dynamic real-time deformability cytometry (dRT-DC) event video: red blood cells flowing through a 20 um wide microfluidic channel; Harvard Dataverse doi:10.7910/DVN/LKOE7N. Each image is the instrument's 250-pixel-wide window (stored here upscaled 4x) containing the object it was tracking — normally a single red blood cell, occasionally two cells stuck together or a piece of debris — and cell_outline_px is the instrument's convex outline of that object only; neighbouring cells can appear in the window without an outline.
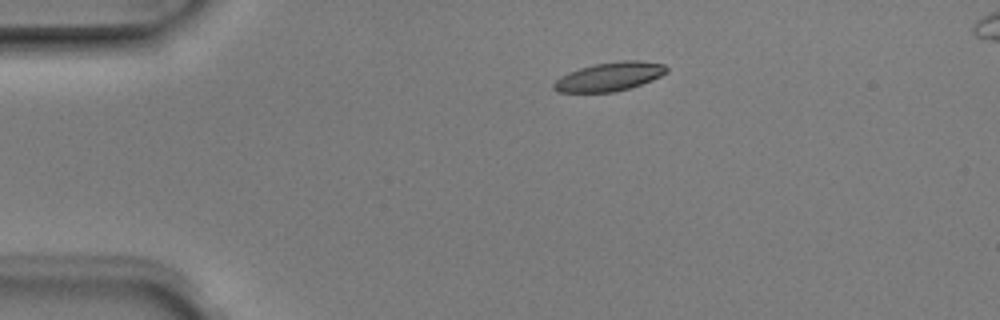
{"species": "Egyptian fruit bat (a non-hibernating species)", "species_latin": "Rousettus aegyptiacus", "temperature_condition": "room temperature", "stored_images_in_passage": 5, "camera_frame_rate_fps": 3000, "um_per_image_px": 0.085, "animal": {"sex": "male"}, "frame": {"image": 1, "passage_image": 3, "time_ms": 0.667, "image_size_px": [1000, 320], "cell_outline_px": [[668, 72], [652, 80], [628, 88], [612, 92], [556, 92], [552, 88], [552, 84], [560, 76], [568, 72], [580, 68], [596, 64], [624, 60], [640, 60], [664, 64], [668, 68]], "centroid_in_image_um": [51.79, 6.51], "position_along_channel_um": 33.2, "area_um2": 18.84}}